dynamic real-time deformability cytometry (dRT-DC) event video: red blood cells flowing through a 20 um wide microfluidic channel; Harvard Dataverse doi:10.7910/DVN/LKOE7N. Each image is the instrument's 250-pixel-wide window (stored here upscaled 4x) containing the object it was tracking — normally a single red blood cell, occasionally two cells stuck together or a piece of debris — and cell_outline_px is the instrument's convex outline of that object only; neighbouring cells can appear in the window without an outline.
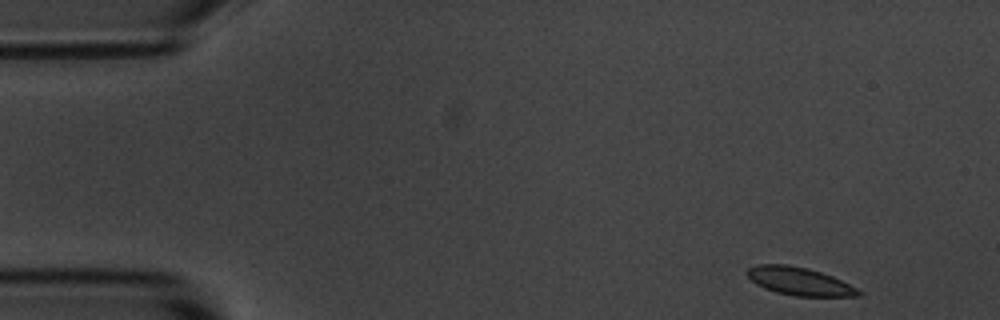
{"species": "common noctule bat (a hibernating species)", "species_latin": "Nyctalus noctula", "temperature_condition": "room temperature", "stored_images_in_passage": 53, "segment_of_instrument_passage": [1, 2], "camera_frame_rate_fps": 3000, "um_per_image_px": 0.085, "animal": {"sex": "male", "body_mass_g": 20.1, "forearm_length_mm": 53.5}, "frame": {"image": 1, "passage_image": 1, "time_ms": 0.0, "image_size_px": [1000, 320], "cell_outline_px": [[860, 296], [796, 296], [776, 292], [764, 288], [756, 284], [744, 272], [748, 268], [756, 264], [788, 264], [808, 268], [832, 276], [856, 288], [860, 292]], "centroid_in_image_um": [67.89, 23.89], "position_along_channel_um": 17.1, "area_um2": 18.03}}
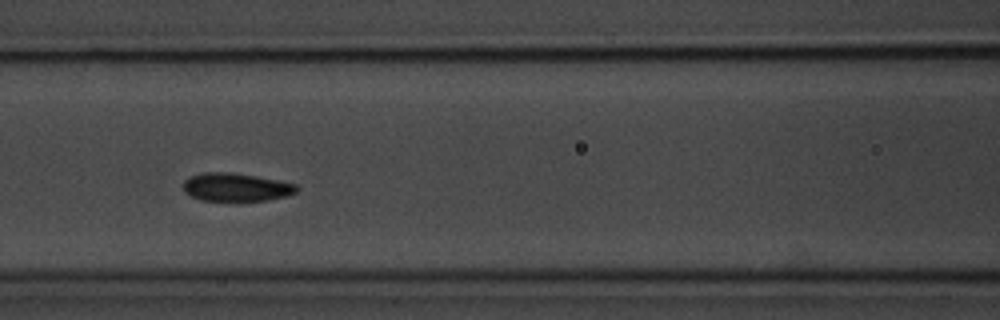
{"frame": {"image": 2, "passage_image": 20, "time_ms": 6.333, "image_size_px": [1000, 320], "cell_outline_px": [[300, 188], [296, 192], [288, 196], [268, 200], [240, 204], [200, 200], [184, 192], [184, 180], [188, 176], [204, 172], [228, 172], [256, 176], [296, 184]], "centroid_in_image_um": [20.06, 15.96], "position_along_channel_um": 146.5, "area_um2": 19.54}}
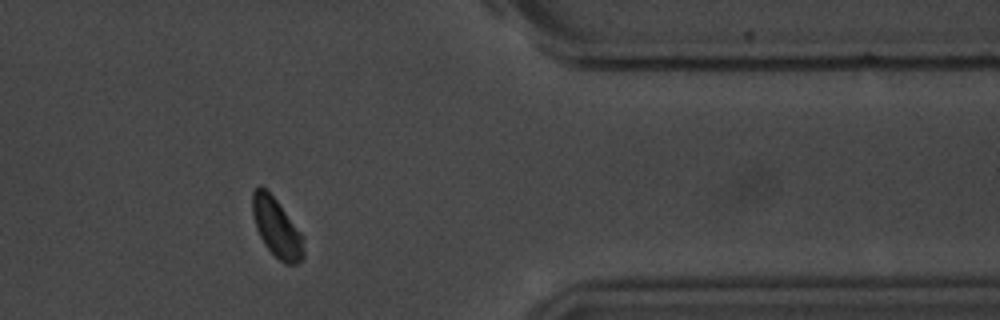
{"frame": {"image": 3, "passage_image": 42, "time_ms": 13.667, "image_size_px": [1000, 320], "cell_outline_px": [[304, 256], [296, 264], [284, 264], [264, 244], [256, 228], [252, 212], [252, 192], [260, 184], [276, 200], [304, 236]], "centroid_in_image_um": [23.52, 19.37], "position_along_channel_um": 387.9, "area_um2": 17.46}}